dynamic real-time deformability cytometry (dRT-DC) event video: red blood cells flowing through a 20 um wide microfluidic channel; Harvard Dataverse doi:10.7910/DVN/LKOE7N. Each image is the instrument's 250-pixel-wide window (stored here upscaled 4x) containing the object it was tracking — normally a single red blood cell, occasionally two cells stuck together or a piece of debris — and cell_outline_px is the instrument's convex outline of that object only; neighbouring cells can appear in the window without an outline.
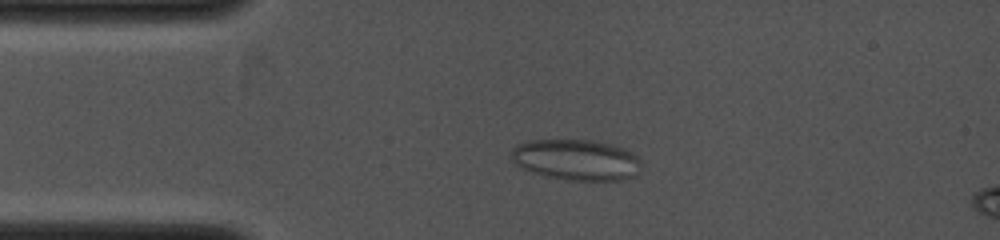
{"species": "common noctule bat (a hibernating species)", "species_latin": "Nyctalus noctula", "temperature_condition": "cold", "stored_images_in_passage": 52, "camera_frame_rate_fps": 4000, "um_per_image_px": 0.085, "animal": {"sex": "female", "body_mass_g": 19.0, "forearm_length_mm": 53.3}, "frame": {"image": 1, "passage_image": 10, "time_ms": 2.5, "image_size_px": [1000, 240], "cell_outline_px": [[640, 168], [636, 176], [620, 180], [564, 180], [532, 172], [520, 168], [512, 160], [512, 148], [528, 140], [592, 140], [612, 144], [624, 148], [632, 152], [640, 160]], "centroid_in_image_um": [49.0, 13.58], "position_along_channel_um": 36.0, "area_um2": 31.04}}
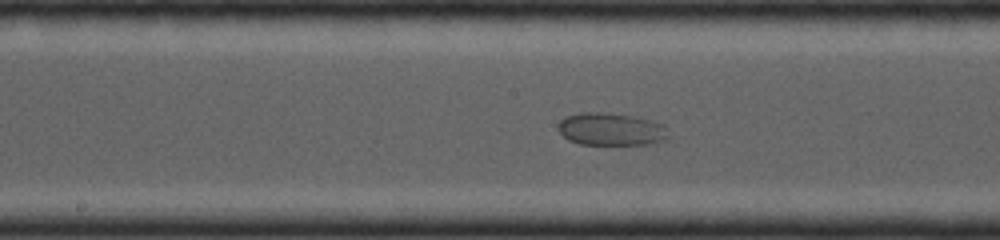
{"frame": {"image": 2, "passage_image": 32, "time_ms": 6.25, "image_size_px": [1000, 240], "cell_outline_px": [[672, 136], [668, 140], [648, 144], [580, 144], [568, 140], [556, 128], [560, 120], [568, 116], [580, 112], [600, 112], [632, 116], [664, 124]], "centroid_in_image_um": [51.97, 10.99], "position_along_channel_um": 196.2, "area_um2": 21.1}}
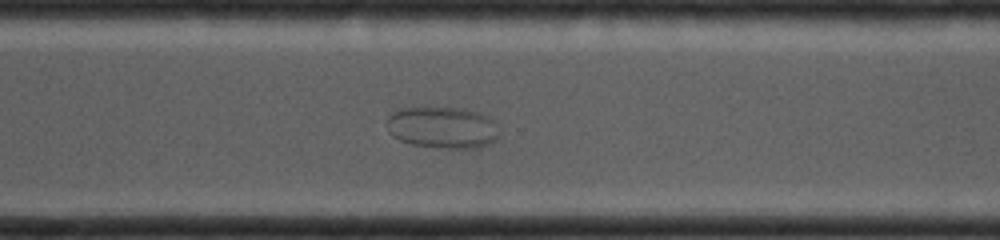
{"frame": {"image": 3, "passage_image": 49, "time_ms": 9.0, "image_size_px": [1000, 240], "cell_outline_px": [[500, 136], [496, 140], [488, 144], [476, 148], [436, 148], [412, 144], [400, 140], [392, 136], [388, 132], [388, 116], [392, 112], [400, 108], [460, 108], [476, 112], [488, 116], [492, 120], [500, 132]], "centroid_in_image_um": [37.61, 10.85], "position_along_channel_um": 333.0, "area_um2": 27.34}}